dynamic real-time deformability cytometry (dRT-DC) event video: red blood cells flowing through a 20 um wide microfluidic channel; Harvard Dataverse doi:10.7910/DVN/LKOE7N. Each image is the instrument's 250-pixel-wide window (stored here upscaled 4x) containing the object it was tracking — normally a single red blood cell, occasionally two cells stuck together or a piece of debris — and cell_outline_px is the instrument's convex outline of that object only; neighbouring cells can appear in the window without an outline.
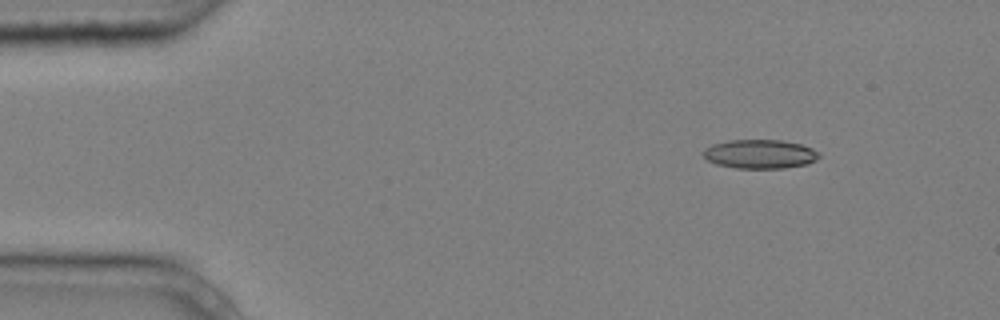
{"species": "common noctule bat (a hibernating species)", "species_latin": "Nyctalus noctula", "temperature_condition": "cold", "stored_images_in_passage": 5, "camera_frame_rate_fps": 3000, "um_per_image_px": 0.085, "animal": {"sex": "male", "body_mass_g": 20.4}, "frame": {"image": 1, "passage_image": 1, "time_ms": 0.0, "image_size_px": [1000, 320], "cell_outline_px": [[820, 156], [816, 160], [808, 164], [784, 168], [736, 168], [716, 164], [708, 160], [700, 152], [704, 148], [712, 144], [728, 140], [784, 140], [800, 144], [812, 148], [820, 152]], "centroid_in_image_um": [64.59, 13.09], "position_along_channel_um": 20.4, "area_um2": 19.77}}
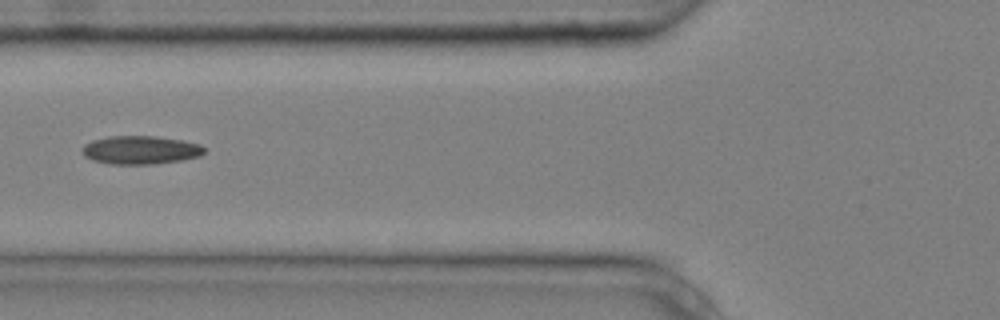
{"frame": {"image": 2, "passage_image": 5, "time_ms": 1.333, "image_size_px": [1000, 320], "cell_outline_px": [[204, 152], [200, 156], [180, 160], [152, 164], [108, 164], [92, 160], [84, 156], [80, 148], [84, 144], [92, 140], [108, 136], [156, 136], [180, 140], [200, 144], [204, 148]], "centroid_in_image_um": [11.88, 12.75], "position_along_channel_um": 113.9, "area_um2": 20.23}}